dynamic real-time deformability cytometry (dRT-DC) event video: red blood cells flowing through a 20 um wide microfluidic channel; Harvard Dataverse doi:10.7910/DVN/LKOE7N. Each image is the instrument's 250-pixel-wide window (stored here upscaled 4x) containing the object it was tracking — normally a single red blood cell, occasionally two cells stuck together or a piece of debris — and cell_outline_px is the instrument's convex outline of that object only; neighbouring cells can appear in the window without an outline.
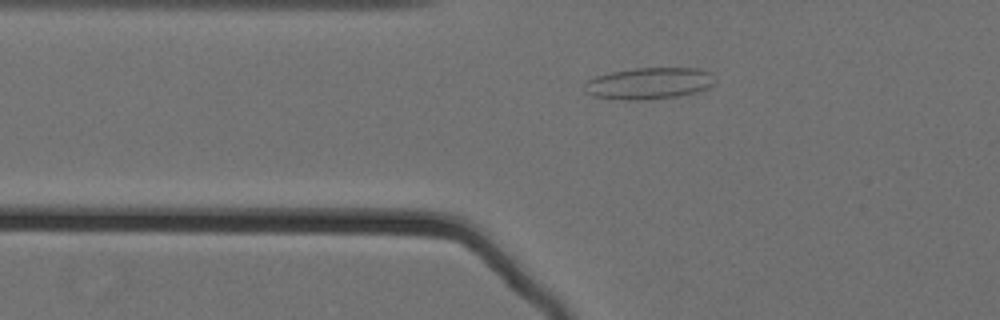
{"species": "Egyptian fruit bat (a non-hibernating species)", "species_latin": "Rousettus aegyptiacus", "temperature_condition": "cold", "stored_images_in_passage": 12, "camera_frame_rate_fps": 3000, "um_per_image_px": 0.085, "animal": {"sex": "female"}, "frame": {"image": 1, "passage_image": 8, "time_ms": 2.333, "image_size_px": [1000, 320], "cell_outline_px": [[716, 80], [708, 88], [676, 96], [644, 100], [620, 100], [592, 96], [588, 92], [584, 84], [588, 80], [596, 76], [612, 72], [632, 68], [696, 68], [708, 72]], "centroid_in_image_um": [55.14, 7.08], "position_along_channel_um": 70.7, "area_um2": 23.76}}